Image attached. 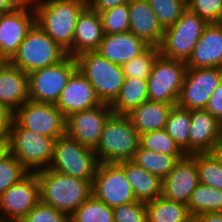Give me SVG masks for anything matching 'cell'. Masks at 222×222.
<instances>
[{
    "mask_svg": "<svg viewBox=\"0 0 222 222\" xmlns=\"http://www.w3.org/2000/svg\"><path fill=\"white\" fill-rule=\"evenodd\" d=\"M36 24L44 30L67 55L72 57V43L78 16L87 0H31Z\"/></svg>",
    "mask_w": 222,
    "mask_h": 222,
    "instance_id": "6da1fadb",
    "label": "cell"
},
{
    "mask_svg": "<svg viewBox=\"0 0 222 222\" xmlns=\"http://www.w3.org/2000/svg\"><path fill=\"white\" fill-rule=\"evenodd\" d=\"M40 201L69 217L92 195V181L71 177L55 170L36 172Z\"/></svg>",
    "mask_w": 222,
    "mask_h": 222,
    "instance_id": "7a4b0ae2",
    "label": "cell"
},
{
    "mask_svg": "<svg viewBox=\"0 0 222 222\" xmlns=\"http://www.w3.org/2000/svg\"><path fill=\"white\" fill-rule=\"evenodd\" d=\"M140 146V134L124 114H112L94 150L99 163H121L132 160Z\"/></svg>",
    "mask_w": 222,
    "mask_h": 222,
    "instance_id": "3957f363",
    "label": "cell"
},
{
    "mask_svg": "<svg viewBox=\"0 0 222 222\" xmlns=\"http://www.w3.org/2000/svg\"><path fill=\"white\" fill-rule=\"evenodd\" d=\"M6 140L9 152L29 173L48 169L53 155L54 138L27 130L12 119Z\"/></svg>",
    "mask_w": 222,
    "mask_h": 222,
    "instance_id": "277c9868",
    "label": "cell"
},
{
    "mask_svg": "<svg viewBox=\"0 0 222 222\" xmlns=\"http://www.w3.org/2000/svg\"><path fill=\"white\" fill-rule=\"evenodd\" d=\"M75 59L77 69L91 83L100 101L111 104L126 78L122 67L102 57L97 51L81 53Z\"/></svg>",
    "mask_w": 222,
    "mask_h": 222,
    "instance_id": "5b68a950",
    "label": "cell"
},
{
    "mask_svg": "<svg viewBox=\"0 0 222 222\" xmlns=\"http://www.w3.org/2000/svg\"><path fill=\"white\" fill-rule=\"evenodd\" d=\"M66 56V51L35 24L9 62L29 74L37 69L55 65Z\"/></svg>",
    "mask_w": 222,
    "mask_h": 222,
    "instance_id": "8992f818",
    "label": "cell"
},
{
    "mask_svg": "<svg viewBox=\"0 0 222 222\" xmlns=\"http://www.w3.org/2000/svg\"><path fill=\"white\" fill-rule=\"evenodd\" d=\"M98 164L94 149L64 135L54 142L52 160L48 169L93 181Z\"/></svg>",
    "mask_w": 222,
    "mask_h": 222,
    "instance_id": "52a82bcc",
    "label": "cell"
},
{
    "mask_svg": "<svg viewBox=\"0 0 222 222\" xmlns=\"http://www.w3.org/2000/svg\"><path fill=\"white\" fill-rule=\"evenodd\" d=\"M207 25L204 19L187 8L174 25L164 29L160 54L168 59L187 62Z\"/></svg>",
    "mask_w": 222,
    "mask_h": 222,
    "instance_id": "ba28073f",
    "label": "cell"
},
{
    "mask_svg": "<svg viewBox=\"0 0 222 222\" xmlns=\"http://www.w3.org/2000/svg\"><path fill=\"white\" fill-rule=\"evenodd\" d=\"M77 69L76 59L67 55L59 63L28 74L29 100L56 105L71 74Z\"/></svg>",
    "mask_w": 222,
    "mask_h": 222,
    "instance_id": "9c48e42d",
    "label": "cell"
},
{
    "mask_svg": "<svg viewBox=\"0 0 222 222\" xmlns=\"http://www.w3.org/2000/svg\"><path fill=\"white\" fill-rule=\"evenodd\" d=\"M187 65L184 61L156 58L148 82V100L176 105Z\"/></svg>",
    "mask_w": 222,
    "mask_h": 222,
    "instance_id": "30bf717a",
    "label": "cell"
},
{
    "mask_svg": "<svg viewBox=\"0 0 222 222\" xmlns=\"http://www.w3.org/2000/svg\"><path fill=\"white\" fill-rule=\"evenodd\" d=\"M92 195L111 208L137 201L119 163L98 164L92 181Z\"/></svg>",
    "mask_w": 222,
    "mask_h": 222,
    "instance_id": "8fae6325",
    "label": "cell"
},
{
    "mask_svg": "<svg viewBox=\"0 0 222 222\" xmlns=\"http://www.w3.org/2000/svg\"><path fill=\"white\" fill-rule=\"evenodd\" d=\"M13 119L42 136L56 140L65 135V117L54 104L27 100L13 113Z\"/></svg>",
    "mask_w": 222,
    "mask_h": 222,
    "instance_id": "7c38bea8",
    "label": "cell"
},
{
    "mask_svg": "<svg viewBox=\"0 0 222 222\" xmlns=\"http://www.w3.org/2000/svg\"><path fill=\"white\" fill-rule=\"evenodd\" d=\"M35 24L36 14L31 0H25L16 9L0 14V58L3 61L13 58Z\"/></svg>",
    "mask_w": 222,
    "mask_h": 222,
    "instance_id": "4fadbf2b",
    "label": "cell"
},
{
    "mask_svg": "<svg viewBox=\"0 0 222 222\" xmlns=\"http://www.w3.org/2000/svg\"><path fill=\"white\" fill-rule=\"evenodd\" d=\"M222 79V68L187 67L177 106L188 110L205 109Z\"/></svg>",
    "mask_w": 222,
    "mask_h": 222,
    "instance_id": "5bb4252c",
    "label": "cell"
},
{
    "mask_svg": "<svg viewBox=\"0 0 222 222\" xmlns=\"http://www.w3.org/2000/svg\"><path fill=\"white\" fill-rule=\"evenodd\" d=\"M113 114L110 104L71 113L65 117V135L91 149H96L102 130Z\"/></svg>",
    "mask_w": 222,
    "mask_h": 222,
    "instance_id": "9a60e30c",
    "label": "cell"
},
{
    "mask_svg": "<svg viewBox=\"0 0 222 222\" xmlns=\"http://www.w3.org/2000/svg\"><path fill=\"white\" fill-rule=\"evenodd\" d=\"M40 201V186L36 173H28L0 195V218L5 222H20Z\"/></svg>",
    "mask_w": 222,
    "mask_h": 222,
    "instance_id": "2e32d148",
    "label": "cell"
},
{
    "mask_svg": "<svg viewBox=\"0 0 222 222\" xmlns=\"http://www.w3.org/2000/svg\"><path fill=\"white\" fill-rule=\"evenodd\" d=\"M199 183L195 154L186 155L162 180L161 196L187 205L192 192Z\"/></svg>",
    "mask_w": 222,
    "mask_h": 222,
    "instance_id": "e0dca14e",
    "label": "cell"
},
{
    "mask_svg": "<svg viewBox=\"0 0 222 222\" xmlns=\"http://www.w3.org/2000/svg\"><path fill=\"white\" fill-rule=\"evenodd\" d=\"M101 104L91 83L79 69H76L62 90L56 107L64 117H67L71 113L88 110Z\"/></svg>",
    "mask_w": 222,
    "mask_h": 222,
    "instance_id": "ac0fdd59",
    "label": "cell"
},
{
    "mask_svg": "<svg viewBox=\"0 0 222 222\" xmlns=\"http://www.w3.org/2000/svg\"><path fill=\"white\" fill-rule=\"evenodd\" d=\"M189 155L212 153L222 137V123L205 109L190 110Z\"/></svg>",
    "mask_w": 222,
    "mask_h": 222,
    "instance_id": "d6986e66",
    "label": "cell"
},
{
    "mask_svg": "<svg viewBox=\"0 0 222 222\" xmlns=\"http://www.w3.org/2000/svg\"><path fill=\"white\" fill-rule=\"evenodd\" d=\"M29 100V77L26 72L3 61L0 65V104L14 113Z\"/></svg>",
    "mask_w": 222,
    "mask_h": 222,
    "instance_id": "ffe728a7",
    "label": "cell"
},
{
    "mask_svg": "<svg viewBox=\"0 0 222 222\" xmlns=\"http://www.w3.org/2000/svg\"><path fill=\"white\" fill-rule=\"evenodd\" d=\"M128 7L129 31L149 46L159 47L163 41L164 29L148 0H130Z\"/></svg>",
    "mask_w": 222,
    "mask_h": 222,
    "instance_id": "44dd1931",
    "label": "cell"
},
{
    "mask_svg": "<svg viewBox=\"0 0 222 222\" xmlns=\"http://www.w3.org/2000/svg\"><path fill=\"white\" fill-rule=\"evenodd\" d=\"M192 68H222V23H209L186 62Z\"/></svg>",
    "mask_w": 222,
    "mask_h": 222,
    "instance_id": "7402d4cb",
    "label": "cell"
},
{
    "mask_svg": "<svg viewBox=\"0 0 222 222\" xmlns=\"http://www.w3.org/2000/svg\"><path fill=\"white\" fill-rule=\"evenodd\" d=\"M105 33L100 14L88 5L77 19L72 43V57L84 52L97 51Z\"/></svg>",
    "mask_w": 222,
    "mask_h": 222,
    "instance_id": "603a6c76",
    "label": "cell"
},
{
    "mask_svg": "<svg viewBox=\"0 0 222 222\" xmlns=\"http://www.w3.org/2000/svg\"><path fill=\"white\" fill-rule=\"evenodd\" d=\"M149 45L130 31L105 34L97 52L114 64L122 66L143 53Z\"/></svg>",
    "mask_w": 222,
    "mask_h": 222,
    "instance_id": "cb8c5ba5",
    "label": "cell"
},
{
    "mask_svg": "<svg viewBox=\"0 0 222 222\" xmlns=\"http://www.w3.org/2000/svg\"><path fill=\"white\" fill-rule=\"evenodd\" d=\"M173 106L175 105L146 100L126 115L136 131L142 135L165 129L169 112Z\"/></svg>",
    "mask_w": 222,
    "mask_h": 222,
    "instance_id": "d4e9b609",
    "label": "cell"
},
{
    "mask_svg": "<svg viewBox=\"0 0 222 222\" xmlns=\"http://www.w3.org/2000/svg\"><path fill=\"white\" fill-rule=\"evenodd\" d=\"M131 185L137 201L148 202L161 196L162 180L136 165L133 161L119 163Z\"/></svg>",
    "mask_w": 222,
    "mask_h": 222,
    "instance_id": "484cf974",
    "label": "cell"
},
{
    "mask_svg": "<svg viewBox=\"0 0 222 222\" xmlns=\"http://www.w3.org/2000/svg\"><path fill=\"white\" fill-rule=\"evenodd\" d=\"M146 100H148L147 79L125 78L118 96L110 104V107L114 114L126 115Z\"/></svg>",
    "mask_w": 222,
    "mask_h": 222,
    "instance_id": "4316f807",
    "label": "cell"
},
{
    "mask_svg": "<svg viewBox=\"0 0 222 222\" xmlns=\"http://www.w3.org/2000/svg\"><path fill=\"white\" fill-rule=\"evenodd\" d=\"M147 222H184L192 216L188 206L162 196L145 203Z\"/></svg>",
    "mask_w": 222,
    "mask_h": 222,
    "instance_id": "83f0119b",
    "label": "cell"
},
{
    "mask_svg": "<svg viewBox=\"0 0 222 222\" xmlns=\"http://www.w3.org/2000/svg\"><path fill=\"white\" fill-rule=\"evenodd\" d=\"M185 156L157 153L139 146L131 161L163 180L176 163Z\"/></svg>",
    "mask_w": 222,
    "mask_h": 222,
    "instance_id": "f1b7e54d",
    "label": "cell"
},
{
    "mask_svg": "<svg viewBox=\"0 0 222 222\" xmlns=\"http://www.w3.org/2000/svg\"><path fill=\"white\" fill-rule=\"evenodd\" d=\"M187 206L192 216L208 212H222V189L199 183L192 192Z\"/></svg>",
    "mask_w": 222,
    "mask_h": 222,
    "instance_id": "f546056e",
    "label": "cell"
},
{
    "mask_svg": "<svg viewBox=\"0 0 222 222\" xmlns=\"http://www.w3.org/2000/svg\"><path fill=\"white\" fill-rule=\"evenodd\" d=\"M190 126V110L173 106L169 112L165 130L187 155H189Z\"/></svg>",
    "mask_w": 222,
    "mask_h": 222,
    "instance_id": "4dcf8cb0",
    "label": "cell"
},
{
    "mask_svg": "<svg viewBox=\"0 0 222 222\" xmlns=\"http://www.w3.org/2000/svg\"><path fill=\"white\" fill-rule=\"evenodd\" d=\"M70 222H114L113 208L91 195L70 217Z\"/></svg>",
    "mask_w": 222,
    "mask_h": 222,
    "instance_id": "1f68e13d",
    "label": "cell"
},
{
    "mask_svg": "<svg viewBox=\"0 0 222 222\" xmlns=\"http://www.w3.org/2000/svg\"><path fill=\"white\" fill-rule=\"evenodd\" d=\"M195 162L199 182L216 189H222V164L213 153H196Z\"/></svg>",
    "mask_w": 222,
    "mask_h": 222,
    "instance_id": "d6a6232c",
    "label": "cell"
},
{
    "mask_svg": "<svg viewBox=\"0 0 222 222\" xmlns=\"http://www.w3.org/2000/svg\"><path fill=\"white\" fill-rule=\"evenodd\" d=\"M159 55V47L149 46L143 53L121 66L125 77L148 79L154 62Z\"/></svg>",
    "mask_w": 222,
    "mask_h": 222,
    "instance_id": "836d02e7",
    "label": "cell"
},
{
    "mask_svg": "<svg viewBox=\"0 0 222 222\" xmlns=\"http://www.w3.org/2000/svg\"><path fill=\"white\" fill-rule=\"evenodd\" d=\"M140 146L167 155H187L165 129L140 135Z\"/></svg>",
    "mask_w": 222,
    "mask_h": 222,
    "instance_id": "e575fe53",
    "label": "cell"
},
{
    "mask_svg": "<svg viewBox=\"0 0 222 222\" xmlns=\"http://www.w3.org/2000/svg\"><path fill=\"white\" fill-rule=\"evenodd\" d=\"M163 29L174 25L187 9L186 0H148Z\"/></svg>",
    "mask_w": 222,
    "mask_h": 222,
    "instance_id": "d590c367",
    "label": "cell"
},
{
    "mask_svg": "<svg viewBox=\"0 0 222 222\" xmlns=\"http://www.w3.org/2000/svg\"><path fill=\"white\" fill-rule=\"evenodd\" d=\"M99 14L105 34L124 33L129 31L128 3L110 8Z\"/></svg>",
    "mask_w": 222,
    "mask_h": 222,
    "instance_id": "8d00e7d4",
    "label": "cell"
},
{
    "mask_svg": "<svg viewBox=\"0 0 222 222\" xmlns=\"http://www.w3.org/2000/svg\"><path fill=\"white\" fill-rule=\"evenodd\" d=\"M29 172L8 152L0 161V195Z\"/></svg>",
    "mask_w": 222,
    "mask_h": 222,
    "instance_id": "74e56055",
    "label": "cell"
},
{
    "mask_svg": "<svg viewBox=\"0 0 222 222\" xmlns=\"http://www.w3.org/2000/svg\"><path fill=\"white\" fill-rule=\"evenodd\" d=\"M187 8L208 24L222 22V0H187Z\"/></svg>",
    "mask_w": 222,
    "mask_h": 222,
    "instance_id": "f35d334b",
    "label": "cell"
},
{
    "mask_svg": "<svg viewBox=\"0 0 222 222\" xmlns=\"http://www.w3.org/2000/svg\"><path fill=\"white\" fill-rule=\"evenodd\" d=\"M20 222H70L69 216L39 201Z\"/></svg>",
    "mask_w": 222,
    "mask_h": 222,
    "instance_id": "ab89813d",
    "label": "cell"
},
{
    "mask_svg": "<svg viewBox=\"0 0 222 222\" xmlns=\"http://www.w3.org/2000/svg\"><path fill=\"white\" fill-rule=\"evenodd\" d=\"M114 222H147L145 202L135 201L113 208Z\"/></svg>",
    "mask_w": 222,
    "mask_h": 222,
    "instance_id": "60d3db41",
    "label": "cell"
},
{
    "mask_svg": "<svg viewBox=\"0 0 222 222\" xmlns=\"http://www.w3.org/2000/svg\"><path fill=\"white\" fill-rule=\"evenodd\" d=\"M205 110L222 123V79L208 100Z\"/></svg>",
    "mask_w": 222,
    "mask_h": 222,
    "instance_id": "b9f144b4",
    "label": "cell"
},
{
    "mask_svg": "<svg viewBox=\"0 0 222 222\" xmlns=\"http://www.w3.org/2000/svg\"><path fill=\"white\" fill-rule=\"evenodd\" d=\"M129 1L130 0H87V5L94 11L101 13L118 5L129 3Z\"/></svg>",
    "mask_w": 222,
    "mask_h": 222,
    "instance_id": "7bdbcfd3",
    "label": "cell"
},
{
    "mask_svg": "<svg viewBox=\"0 0 222 222\" xmlns=\"http://www.w3.org/2000/svg\"><path fill=\"white\" fill-rule=\"evenodd\" d=\"M13 119V113L8 110L4 105L0 104V136L6 137L11 121Z\"/></svg>",
    "mask_w": 222,
    "mask_h": 222,
    "instance_id": "ee69618b",
    "label": "cell"
},
{
    "mask_svg": "<svg viewBox=\"0 0 222 222\" xmlns=\"http://www.w3.org/2000/svg\"><path fill=\"white\" fill-rule=\"evenodd\" d=\"M24 1L25 0H0V14L16 9Z\"/></svg>",
    "mask_w": 222,
    "mask_h": 222,
    "instance_id": "f6af8a7d",
    "label": "cell"
},
{
    "mask_svg": "<svg viewBox=\"0 0 222 222\" xmlns=\"http://www.w3.org/2000/svg\"><path fill=\"white\" fill-rule=\"evenodd\" d=\"M199 222H222V212H208L197 215Z\"/></svg>",
    "mask_w": 222,
    "mask_h": 222,
    "instance_id": "bcb514c9",
    "label": "cell"
},
{
    "mask_svg": "<svg viewBox=\"0 0 222 222\" xmlns=\"http://www.w3.org/2000/svg\"><path fill=\"white\" fill-rule=\"evenodd\" d=\"M212 153L222 164V137L216 142Z\"/></svg>",
    "mask_w": 222,
    "mask_h": 222,
    "instance_id": "7dc6e473",
    "label": "cell"
},
{
    "mask_svg": "<svg viewBox=\"0 0 222 222\" xmlns=\"http://www.w3.org/2000/svg\"><path fill=\"white\" fill-rule=\"evenodd\" d=\"M9 152L8 142L6 137L0 138V161Z\"/></svg>",
    "mask_w": 222,
    "mask_h": 222,
    "instance_id": "c3c4849f",
    "label": "cell"
},
{
    "mask_svg": "<svg viewBox=\"0 0 222 222\" xmlns=\"http://www.w3.org/2000/svg\"><path fill=\"white\" fill-rule=\"evenodd\" d=\"M184 222H199L197 216H190L186 221Z\"/></svg>",
    "mask_w": 222,
    "mask_h": 222,
    "instance_id": "681fc988",
    "label": "cell"
}]
</instances>
